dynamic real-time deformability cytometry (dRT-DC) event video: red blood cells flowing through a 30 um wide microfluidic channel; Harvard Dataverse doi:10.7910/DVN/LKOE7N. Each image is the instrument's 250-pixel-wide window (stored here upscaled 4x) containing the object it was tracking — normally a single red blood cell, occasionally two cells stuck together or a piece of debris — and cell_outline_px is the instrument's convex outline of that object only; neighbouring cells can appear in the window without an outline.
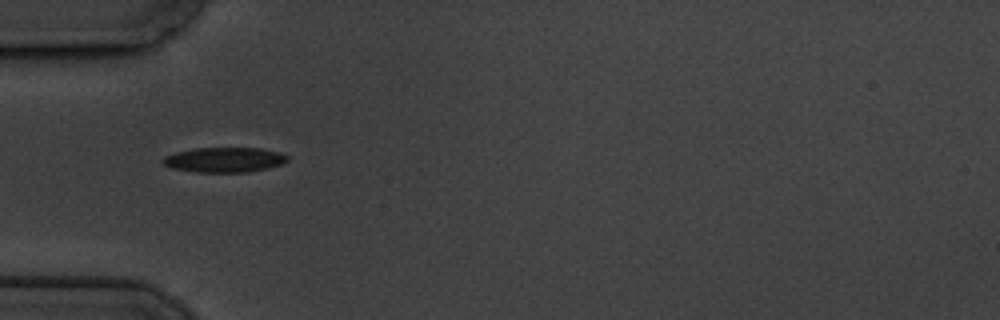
{"species": "common noctule bat (a hibernating species)", "species_latin": "Nyctalus noctula", "temperature_condition": "cold", "stored_images_in_passage": 4, "camera_frame_rate_fps": 3000, "um_per_image_px": 0.085, "animal": {"sex": "male", "body_mass_g": 19.5, "forearm_length_mm": 54.6}, "frame": {"image": 1, "passage_image": 1, "time_ms": 0.0, "image_size_px": [1000, 320], "cell_outline_px": [[288, 160], [284, 164], [268, 168], [248, 172], [196, 172], [172, 168], [164, 164], [160, 160], [164, 156], [176, 152], [196, 148], [260, 148], [280, 152], [288, 156]], "centroid_in_image_um": [19.09, 13.58], "position_along_channel_um": 65.9, "area_um2": 18.21}}
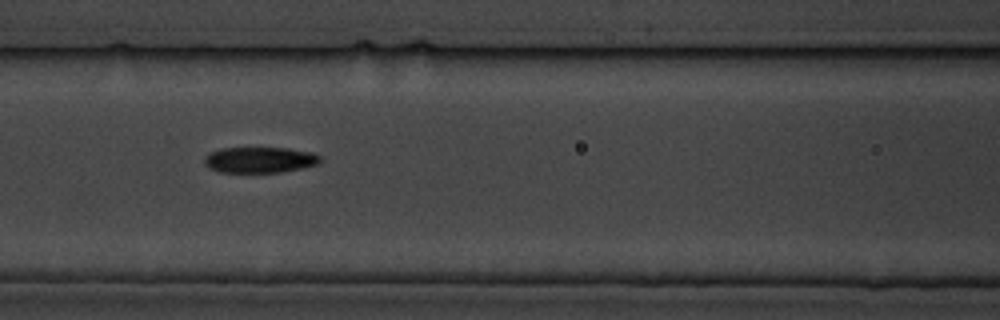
{"frame": {"image": 2, "passage_image": 3, "time_ms": 2.333, "image_size_px": [1000, 320], "cell_outline_px": [[320, 164], [280, 172], [220, 172], [208, 168], [204, 164], [204, 156], [208, 152], [220, 148], [288, 148], [312, 152], [320, 156]], "centroid_in_image_um": [22.04, 13.58], "position_along_channel_um": 144.6, "area_um2": 17.57}}
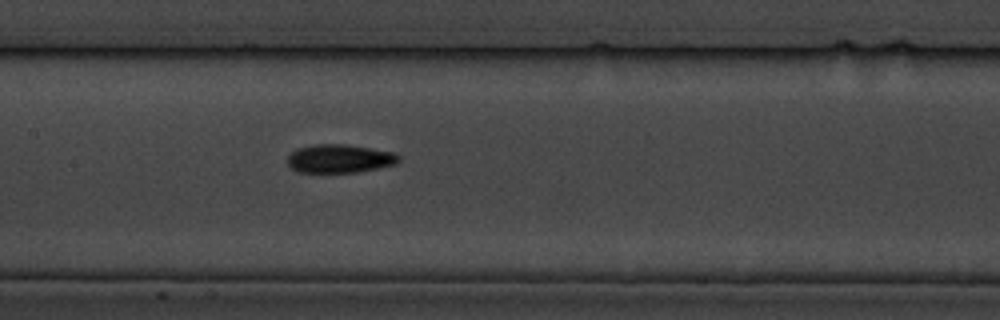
{"frame": {"image": 3, "passage_image": 4, "time_ms": 3.333, "image_size_px": [1000, 320], "cell_outline_px": [[400, 160], [396, 164], [356, 172], [296, 172], [288, 164], [288, 156], [296, 148], [312, 144], [344, 144], [372, 148], [396, 152], [400, 156]], "centroid_in_image_um": [28.87, 13.47], "position_along_channel_um": 178.5, "area_um2": 18.55}}